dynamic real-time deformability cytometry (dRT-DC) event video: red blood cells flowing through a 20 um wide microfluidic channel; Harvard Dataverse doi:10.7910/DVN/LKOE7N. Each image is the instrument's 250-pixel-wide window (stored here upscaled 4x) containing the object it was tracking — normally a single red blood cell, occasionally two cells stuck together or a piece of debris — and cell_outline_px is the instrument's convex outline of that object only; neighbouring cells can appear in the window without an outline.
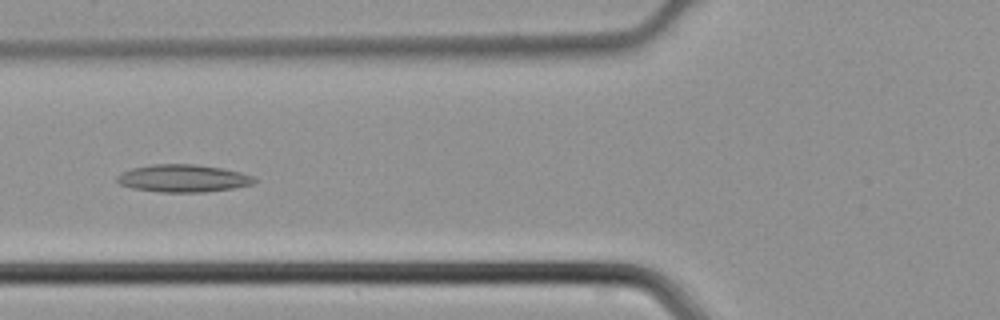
{"species": "common noctule bat (a hibernating species)", "species_latin": "Nyctalus noctula", "temperature_condition": "cold", "stored_images_in_passage": 45, "camera_frame_rate_fps": 3000, "um_per_image_px": 0.085, "animal": {"sex": "male", "body_mass_g": 21.5, "forearm_length_mm": 52.0}, "frame": {"image": 1, "passage_image": 17, "time_ms": 5.333, "image_size_px": [1000, 320], "cell_outline_px": [[256, 180], [252, 184], [232, 188], [204, 192], [160, 192], [132, 188], [120, 184], [116, 180], [116, 176], [132, 168], [152, 164], [196, 164], [220, 168], [240, 172], [252, 176]], "centroid_in_image_um": [15.54, 15.16], "position_along_channel_um": 110.3, "area_um2": 21.85}}
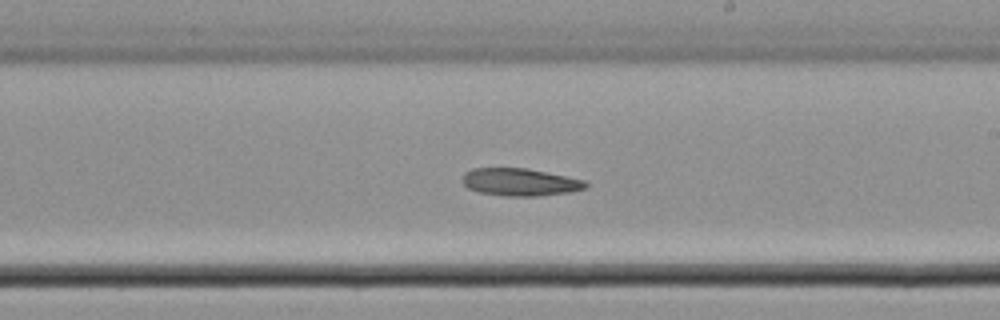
{"frame": {"image": 2, "passage_image": 26, "time_ms": 8.333, "image_size_px": [1000, 320], "cell_outline_px": [[588, 188], [568, 192], [536, 196], [504, 196], [480, 192], [468, 188], [460, 180], [464, 172], [472, 168], [528, 168], [584, 180], [588, 184]], "centroid_in_image_um": [44.17, 15.47], "position_along_channel_um": 244.8, "area_um2": 19.83}}
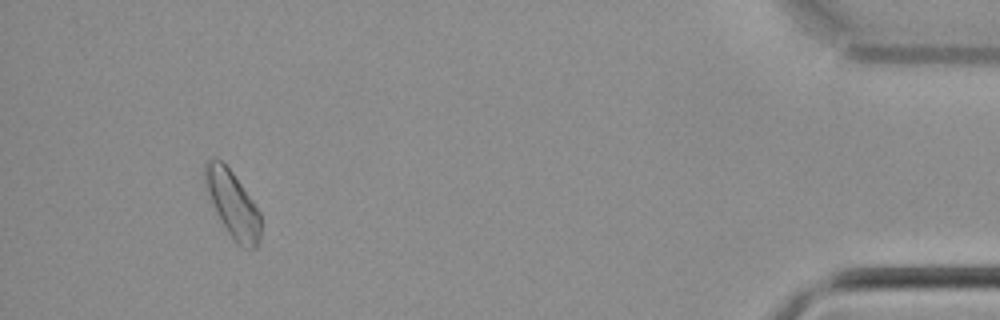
{"frame": {"image": 3, "passage_image": 42, "time_ms": 13.667, "image_size_px": [1000, 320], "cell_outline_px": [[260, 240], [256, 248], [244, 248], [236, 244], [232, 240], [216, 212], [212, 204], [204, 180], [204, 160], [220, 160], [232, 172], [252, 200], [260, 212]], "centroid_in_image_um": [19.77, 17.39], "position_along_channel_um": 415.4, "area_um2": 21.33}}